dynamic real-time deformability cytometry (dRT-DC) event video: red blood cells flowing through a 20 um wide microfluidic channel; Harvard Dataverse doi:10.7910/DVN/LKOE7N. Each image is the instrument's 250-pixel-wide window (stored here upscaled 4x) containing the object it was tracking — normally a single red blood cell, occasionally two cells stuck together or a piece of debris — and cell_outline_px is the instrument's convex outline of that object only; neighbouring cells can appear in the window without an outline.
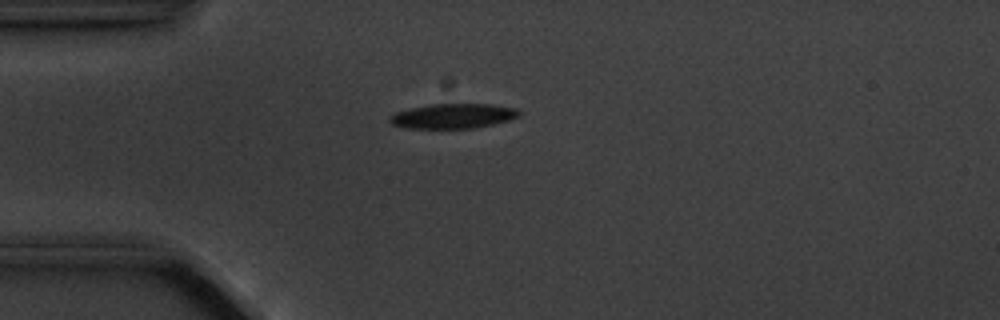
{"species": "common noctule bat (a hibernating species)", "species_latin": "Nyctalus noctula", "temperature_condition": "cold", "stored_images_in_passage": 5, "camera_frame_rate_fps": 3000, "um_per_image_px": 0.085, "animal": {"sex": "male", "body_mass_g": 20.1, "forearm_length_mm": 53.5}, "frame": {"image": 1, "passage_image": 5, "time_ms": 4.333, "image_size_px": [1000, 320], "cell_outline_px": [[520, 116], [508, 120], [492, 124], [472, 128], [404, 128], [392, 124], [388, 120], [388, 116], [396, 112], [428, 104], [492, 104], [516, 108], [520, 112]], "centroid_in_image_um": [38.49, 9.86], "position_along_channel_um": 46.5, "area_um2": 18.67}}